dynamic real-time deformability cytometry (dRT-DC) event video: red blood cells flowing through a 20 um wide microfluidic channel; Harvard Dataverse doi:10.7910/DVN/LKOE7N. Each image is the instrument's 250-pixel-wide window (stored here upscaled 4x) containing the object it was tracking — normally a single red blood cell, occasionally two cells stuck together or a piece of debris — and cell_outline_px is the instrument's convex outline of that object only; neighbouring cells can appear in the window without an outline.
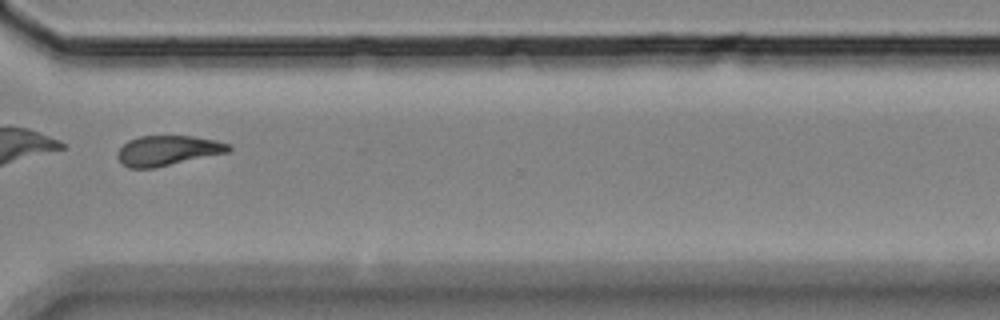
{"species": "Egyptian fruit bat (a non-hibernating species)", "species_latin": "Rousettus aegyptiacus", "temperature_condition": "room temperature", "stored_images_in_passage": 36, "camera_frame_rate_fps": 3000, "um_per_image_px": 0.085, "animal": {"sex": "female"}, "frame": {"image": 1, "passage_image": 26, "time_ms": 8.333, "image_size_px": [1000, 320], "cell_outline_px": [[232, 148], [228, 152], [156, 168], [128, 168], [116, 156], [120, 148], [128, 140], [140, 136], [192, 136], [216, 140], [232, 144]], "centroid_in_image_um": [14.28, 12.79], "position_along_channel_um": 356.3, "area_um2": 19.48}, "authors_computed_cell_mechanics": {"area_um2": 19.9121, "velocity_mm_per_s": 3.4673, "shape_relaxation_time_tau1_ms": 9.1579, "shape_relaxation_time_tau2_ms": null, "deformation_change_tau1": 0.2174, "deformation_change_tau2": null}}